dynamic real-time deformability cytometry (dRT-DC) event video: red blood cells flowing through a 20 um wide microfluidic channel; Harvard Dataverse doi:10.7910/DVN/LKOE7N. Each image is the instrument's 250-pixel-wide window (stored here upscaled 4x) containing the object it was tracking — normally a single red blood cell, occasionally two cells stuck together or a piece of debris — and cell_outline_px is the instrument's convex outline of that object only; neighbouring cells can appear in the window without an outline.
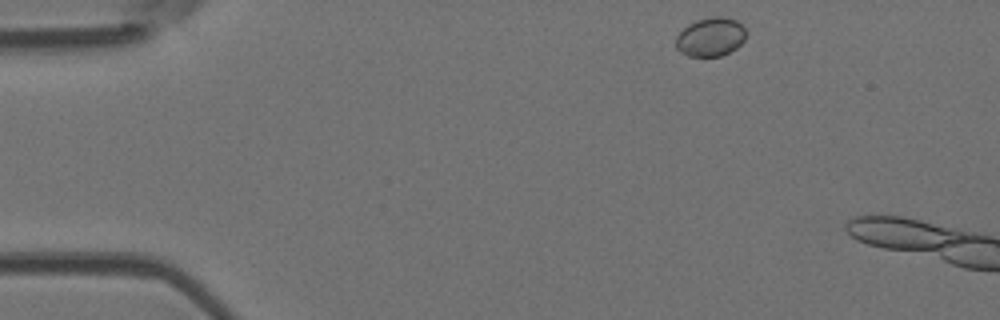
{"species": "Egyptian fruit bat (a non-hibernating species)", "species_latin": "Rousettus aegyptiacus", "temperature_condition": "room temperature", "stored_images_in_passage": 4, "camera_frame_rate_fps": 3000, "um_per_image_px": 0.085, "animal": {"sex": "female"}, "frame": {"image": 1, "passage_image": 4, "time_ms": 4.333, "image_size_px": [1000, 320], "cell_outline_px": [[744, 40], [736, 48], [720, 56], [688, 56], [680, 52], [676, 48], [676, 36], [688, 24], [696, 20], [716, 16], [720, 16], [736, 20], [744, 28]], "centroid_in_image_um": [60.36, 3.14], "position_along_channel_um": 24.6, "area_um2": 15.66}}